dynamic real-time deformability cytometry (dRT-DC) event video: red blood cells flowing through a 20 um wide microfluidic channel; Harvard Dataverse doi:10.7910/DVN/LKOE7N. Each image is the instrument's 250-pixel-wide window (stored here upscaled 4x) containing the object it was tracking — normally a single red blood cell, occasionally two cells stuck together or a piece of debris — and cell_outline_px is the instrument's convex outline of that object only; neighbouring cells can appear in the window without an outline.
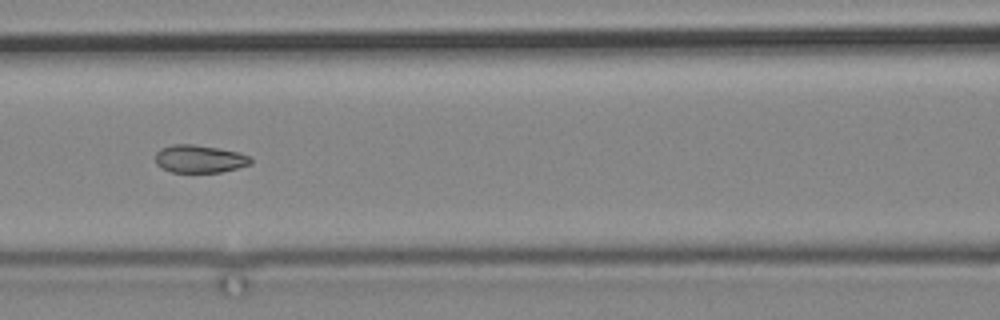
{"species": "common noctule bat (a hibernating species)", "species_latin": "Nyctalus noctula", "temperature_condition": "cold", "stored_images_in_passage": 12, "camera_frame_rate_fps": 3000, "um_per_image_px": 0.085, "animal": {"sex": "male", "body_mass_g": 19.2, "forearm_length_mm": 51.8}, "frame": {"image": 1, "passage_image": 10, "time_ms": 12.0, "image_size_px": [1000, 320], "cell_outline_px": [[252, 164], [220, 172], [172, 172], [160, 168], [156, 164], [156, 152], [160, 148], [172, 144], [192, 144], [240, 152], [248, 156], [252, 160]], "centroid_in_image_um": [16.93, 13.5], "position_along_channel_um": 149.7, "area_um2": 15.43}}
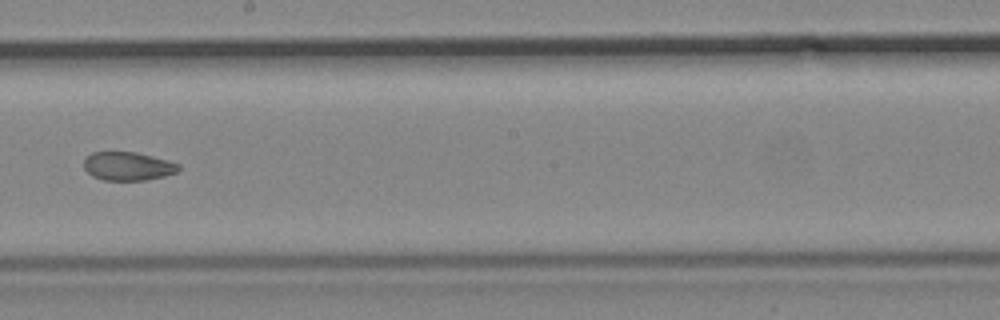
{"frame": {"image": 2, "passage_image": 12, "time_ms": 14.667, "image_size_px": [1000, 320], "cell_outline_px": [[180, 168], [176, 172], [164, 176], [144, 180], [104, 180], [92, 176], [84, 168], [84, 160], [92, 152], [136, 152], [168, 160], [180, 164]], "centroid_in_image_um": [10.87, 14.12], "position_along_channel_um": 237.3, "area_um2": 15.66}}